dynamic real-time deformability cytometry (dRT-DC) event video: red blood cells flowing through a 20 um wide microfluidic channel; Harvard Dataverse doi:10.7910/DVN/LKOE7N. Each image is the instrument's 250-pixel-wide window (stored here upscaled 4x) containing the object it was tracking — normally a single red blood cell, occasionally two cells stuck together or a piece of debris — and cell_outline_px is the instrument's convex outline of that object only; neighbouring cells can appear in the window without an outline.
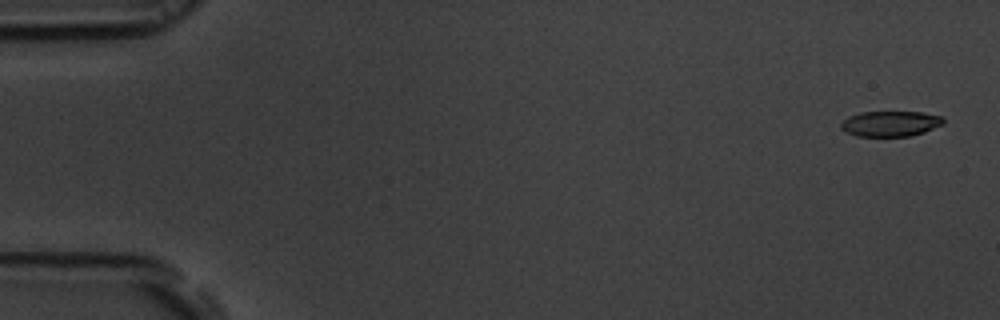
{"species": "common noctule bat (a hibernating species)", "species_latin": "Nyctalus noctula", "temperature_condition": "room temperature", "stored_images_in_passage": 54, "camera_frame_rate_fps": 3000, "um_per_image_px": 0.085, "animal": {"sex": "male", "body_mass_g": 19.5, "forearm_length_mm": 54.6}, "frame": {"image": 1, "passage_image": 2, "time_ms": 0.333, "image_size_px": [1000, 320], "cell_outline_px": [[944, 124], [924, 132], [908, 136], [856, 136], [840, 128], [840, 124], [848, 116], [860, 112], [920, 112], [944, 116]], "centroid_in_image_um": [75.7, 10.5], "position_along_channel_um": 9.3, "area_um2": 15.2}}
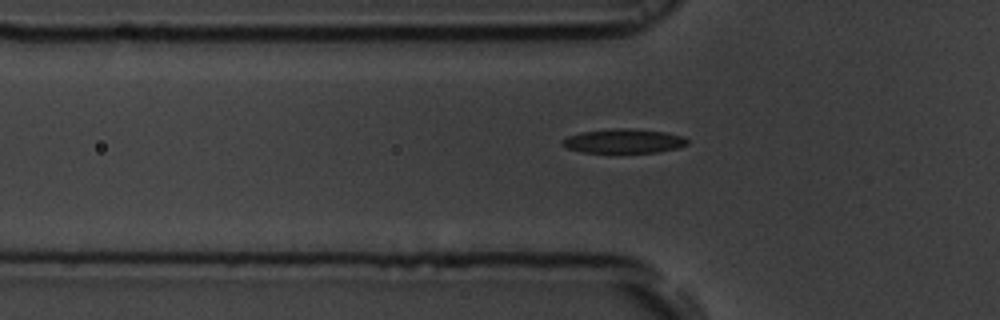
{"frame": {"image": 2, "passage_image": 18, "time_ms": 5.667, "image_size_px": [1000, 320], "cell_outline_px": [[688, 144], [676, 148], [656, 152], [584, 152], [568, 148], [560, 144], [560, 140], [568, 136], [580, 132], [612, 128], [632, 128], [664, 132], [684, 136], [688, 140]], "centroid_in_image_um": [52.99, 11.97], "position_along_channel_um": 72.8, "area_um2": 17.63}}
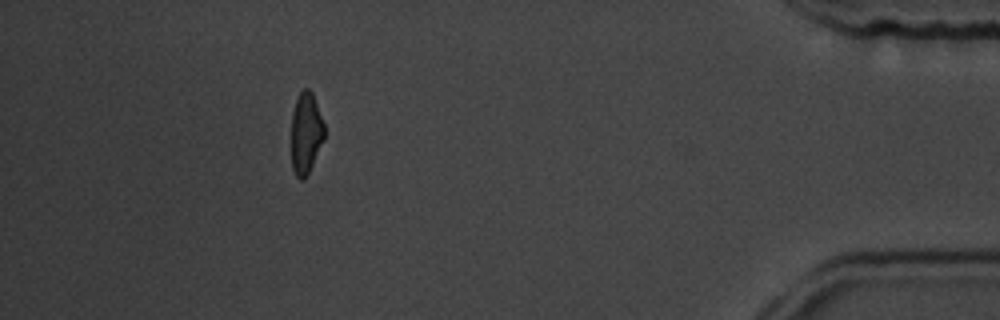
{"frame": {"image": 3, "passage_image": 49, "time_ms": 16.0, "image_size_px": [1000, 320], "cell_outline_px": [[324, 140], [308, 172], [300, 180], [296, 176], [292, 168], [292, 112], [296, 96], [304, 88], [308, 88], [312, 92], [324, 124]], "centroid_in_image_um": [25.99, 11.26], "position_along_channel_um": 409.2, "area_um2": 15.49}, "authors_computed_cell_mechanics": {"area_um2": 17.0799, "velocity_mm_per_s": 3.7827, "shape_relaxation_time_tau1_ms": 4.5355, "shape_relaxation_time_tau2_ms": 3.9288, "deformation_change_tau1": 0.1555, "deformation_change_tau2": 0.1206}}